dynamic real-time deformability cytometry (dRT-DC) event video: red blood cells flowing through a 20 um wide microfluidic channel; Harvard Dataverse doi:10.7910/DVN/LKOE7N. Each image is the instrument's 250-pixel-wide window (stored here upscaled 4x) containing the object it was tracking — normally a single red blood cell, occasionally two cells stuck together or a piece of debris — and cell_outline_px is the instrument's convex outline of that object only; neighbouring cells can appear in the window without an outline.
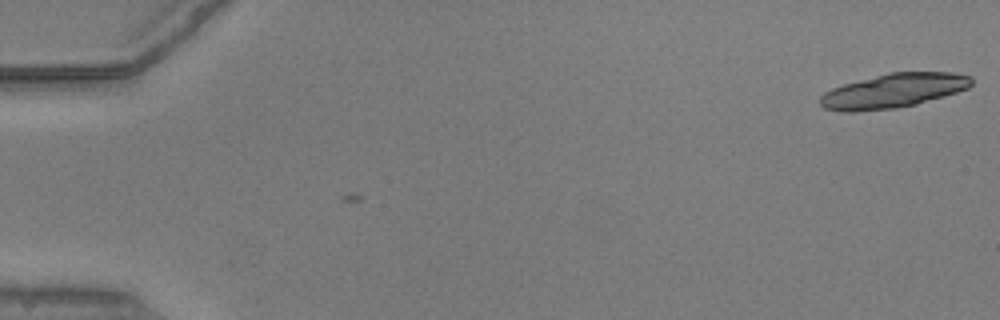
{"species": "common noctule bat (a hibernating species)", "species_latin": "Nyctalus noctula", "temperature_condition": "warm", "stored_images_in_passage": 2, "camera_frame_rate_fps": 3000, "um_per_image_px": 0.085, "animal": {"sex": "male", "body_mass_g": 20.5, "forearm_length_mm": 52.5}, "frame": {"image": 1, "passage_image": 2, "time_ms": 0.333, "image_size_px": [1000, 320], "cell_outline_px": [[972, 84], [968, 88], [944, 96], [916, 104], [896, 108], [856, 112], [844, 112], [824, 108], [820, 104], [820, 96], [824, 92], [832, 88], [844, 84], [888, 72], [952, 72], [972, 76]], "centroid_in_image_um": [75.93, 7.71], "position_along_channel_um": 9.1, "area_um2": 30.29}}